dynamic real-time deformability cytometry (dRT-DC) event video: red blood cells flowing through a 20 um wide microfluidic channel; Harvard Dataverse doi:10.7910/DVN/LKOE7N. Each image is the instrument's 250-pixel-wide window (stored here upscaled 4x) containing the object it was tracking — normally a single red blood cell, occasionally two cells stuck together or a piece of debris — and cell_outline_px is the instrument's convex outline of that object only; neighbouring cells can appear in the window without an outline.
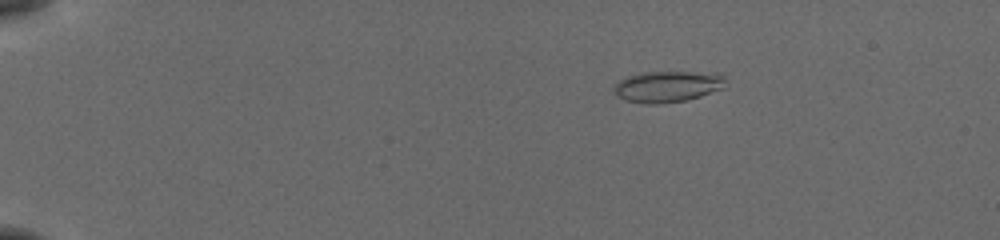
{"species": "common noctule bat (a hibernating species)", "species_latin": "Nyctalus noctula", "temperature_condition": "cold", "stored_images_in_passage": 49, "camera_frame_rate_fps": 3000, "um_per_image_px": 0.085, "animal": {"sex": "female", "body_mass_g": 19.5, "forearm_length_mm": 54.1}, "frame": {"image": 1, "passage_image": 4, "time_ms": 1.0, "image_size_px": [1000, 240], "cell_outline_px": [[724, 88], [700, 96], [684, 100], [656, 104], [648, 104], [624, 100], [616, 96], [612, 88], [620, 80], [628, 76], [644, 72], [716, 72], [724, 76]], "centroid_in_image_um": [56.73, 7.35], "position_along_channel_um": 28.3, "area_um2": 20.29}}
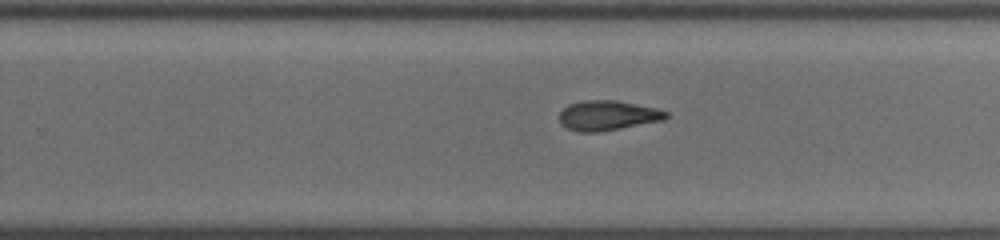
{"frame": {"image": 2, "passage_image": 31, "time_ms": 10.0, "image_size_px": [1000, 240], "cell_outline_px": [[668, 116], [664, 120], [600, 132], [576, 132], [568, 128], [560, 120], [560, 112], [568, 104], [584, 100], [616, 100], [656, 108], [668, 112]], "centroid_in_image_um": [51.66, 9.81], "position_along_channel_um": 278.1, "area_um2": 18.5}}
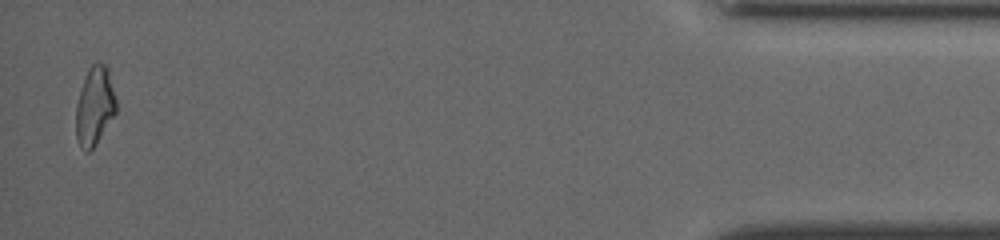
{"frame": {"image": 3, "passage_image": 48, "time_ms": 15.667, "image_size_px": [1000, 240], "cell_outline_px": [[116, 112], [96, 144], [88, 152], [84, 152], [80, 148], [76, 136], [76, 104], [80, 88], [88, 68], [92, 64], [104, 64], [108, 68], [116, 100]], "centroid_in_image_um": [8.03, 9.03], "position_along_channel_um": 427.2, "area_um2": 18.38}, "authors_computed_cell_mechanics": {"area_um2": 18.6116, "velocity_mm_per_s": 3.8809, "shape_relaxation_time_tau1_ms": 8.3687, "shape_relaxation_time_tau2_ms": 4.1489, "deformation_change_tau1": 0.2283, "deformation_change_tau2": 0.1192}}